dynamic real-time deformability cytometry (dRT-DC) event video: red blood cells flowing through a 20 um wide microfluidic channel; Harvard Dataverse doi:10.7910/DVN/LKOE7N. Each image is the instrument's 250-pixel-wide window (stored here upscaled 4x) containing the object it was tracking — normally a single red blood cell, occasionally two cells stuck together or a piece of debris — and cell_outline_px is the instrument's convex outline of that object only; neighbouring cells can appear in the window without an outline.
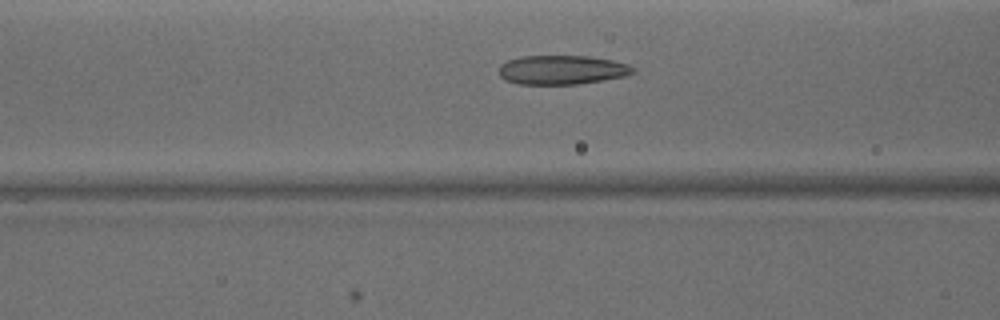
{"species": "common noctule bat (a hibernating species)", "species_latin": "Nyctalus noctula", "temperature_condition": "warm", "stored_images_in_passage": 46, "camera_frame_rate_fps": 3000, "um_per_image_px": 0.085, "animal": {"sex": "male", "body_mass_g": 15.6}, "frame": {"image": 1, "passage_image": 16, "time_ms": 5.0, "image_size_px": [1000, 320], "cell_outline_px": [[636, 72], [624, 76], [576, 84], [520, 84], [504, 80], [500, 76], [500, 64], [508, 60], [520, 56], [588, 56], [612, 60], [628, 64], [636, 68]], "centroid_in_image_um": [47.76, 5.93], "position_along_channel_um": 118.8, "area_um2": 22.72}}
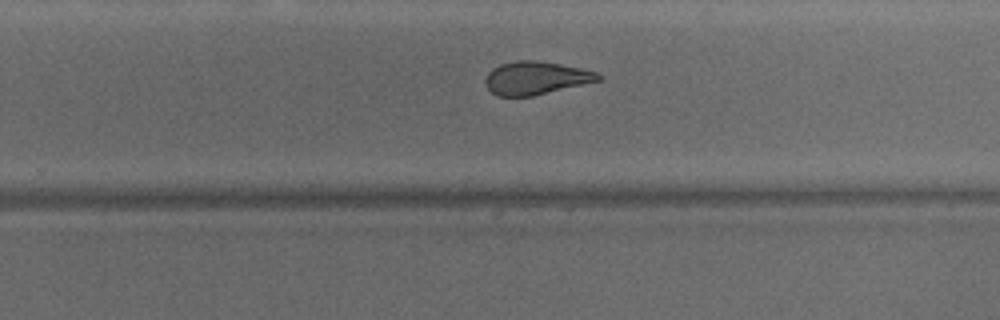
{"frame": {"image": 2, "passage_image": 28, "time_ms": 9.0, "image_size_px": [1000, 320], "cell_outline_px": [[600, 80], [532, 96], [496, 96], [484, 84], [484, 80], [488, 72], [492, 68], [500, 64], [516, 60], [536, 60], [560, 64], [580, 68], [596, 72], [600, 76]], "centroid_in_image_um": [45.48, 6.62], "position_along_channel_um": 284.3, "area_um2": 21.62}}
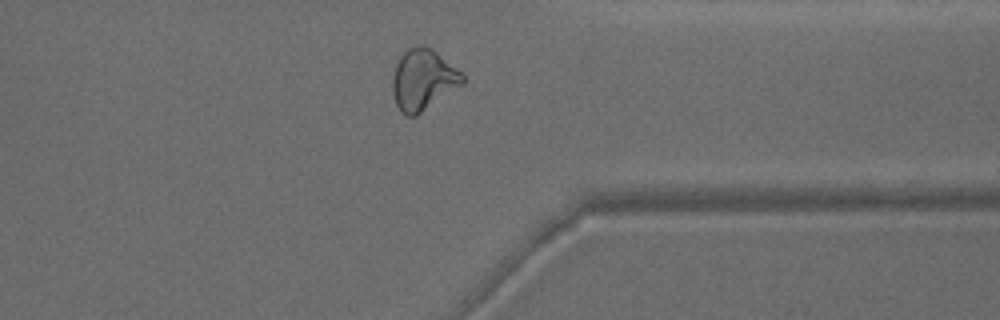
{"frame": {"image": 3, "passage_image": 35, "time_ms": 11.333, "image_size_px": [1000, 320], "cell_outline_px": [[464, 84], [416, 116], [408, 116], [400, 112], [396, 104], [392, 92], [392, 76], [396, 64], [400, 56], [408, 48], [416, 44], [420, 44], [432, 48], [456, 68], [464, 76]], "centroid_in_image_um": [35.94, 6.77], "position_along_channel_um": 375.5, "area_um2": 25.03}, "authors_computed_cell_mechanics": {"area_um2": 24.1315, "velocity_mm_per_s": 4.1347, "shape_relaxation_time_tau1_ms": 5.8455, "shape_relaxation_time_tau2_ms": 1.8164, "deformation_change_tau1": 0.1816, "deformation_change_tau2": 0.0898}}